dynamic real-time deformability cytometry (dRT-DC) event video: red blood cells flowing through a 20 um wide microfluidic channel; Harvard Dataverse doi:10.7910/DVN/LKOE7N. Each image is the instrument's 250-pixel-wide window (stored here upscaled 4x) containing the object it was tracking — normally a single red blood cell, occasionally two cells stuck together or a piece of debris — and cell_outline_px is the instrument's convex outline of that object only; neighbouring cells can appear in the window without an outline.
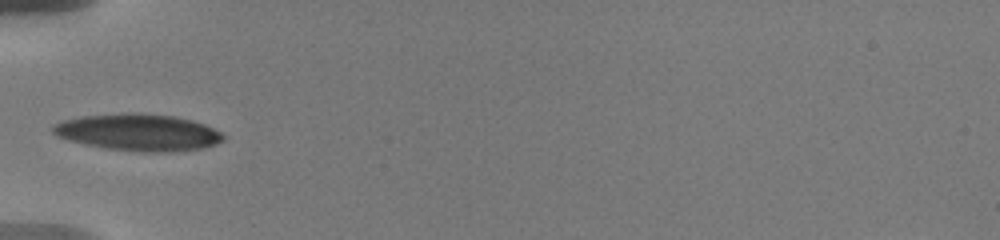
{"species": "human", "species_latin": "Homo sapiens", "temperature_condition": "warm", "stored_images_in_passage": 36, "camera_frame_rate_fps": 3000, "um_per_image_px": 0.085, "donor": {"sex": "male"}, "frame": {"image": 1, "passage_image": 1, "time_ms": 0.0, "image_size_px": [1000, 240], "cell_outline_px": [[224, 140], [216, 144], [204, 148], [176, 152], [144, 152], [104, 148], [84, 144], [68, 140], [56, 136], [52, 132], [52, 124], [60, 120], [84, 116], [128, 112], [172, 116], [192, 120], [204, 124], [220, 132], [224, 136]], "centroid_in_image_um": [11.73, 11.26], "position_along_channel_um": 73.3, "area_um2": 36.76}}
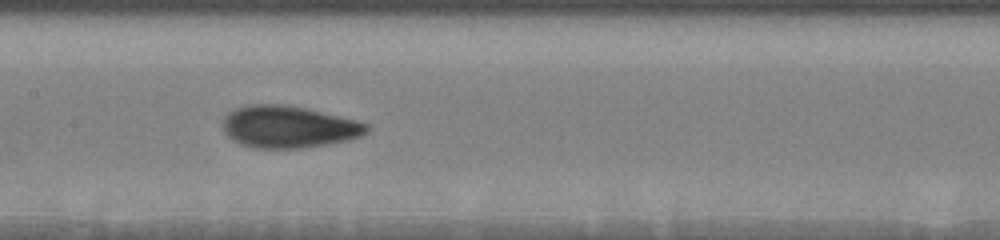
{"frame": {"image": 2, "passage_image": 20, "time_ms": 3.0, "image_size_px": [1000, 240], "cell_outline_px": [[372, 124], [368, 132], [360, 136], [348, 140], [300, 148], [256, 148], [240, 144], [232, 140], [224, 132], [224, 116], [228, 112], [236, 108], [248, 104], [280, 104], [304, 108], [356, 120]], "centroid_in_image_um": [24.53, 10.78], "position_along_channel_um": 182.9, "area_um2": 35.14}}
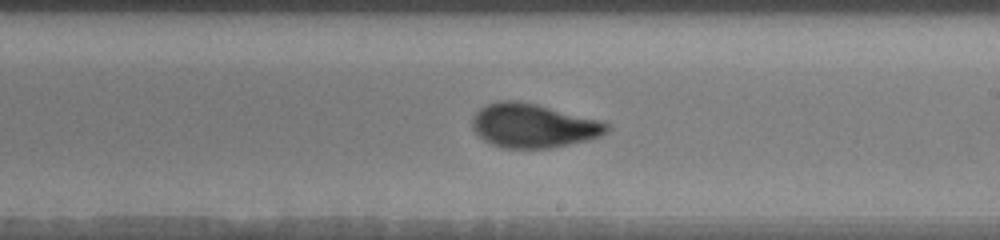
{"frame": {"image": 3, "passage_image": 31, "time_ms": 4.667, "image_size_px": [1000, 240], "cell_outline_px": [[612, 128], [608, 132], [600, 136], [588, 140], [552, 148], [500, 148], [484, 140], [472, 128], [472, 116], [480, 108], [488, 104], [500, 100], [520, 100], [604, 120]], "centroid_in_image_um": [45.37, 10.67], "position_along_channel_um": 243.6, "area_um2": 34.97}}